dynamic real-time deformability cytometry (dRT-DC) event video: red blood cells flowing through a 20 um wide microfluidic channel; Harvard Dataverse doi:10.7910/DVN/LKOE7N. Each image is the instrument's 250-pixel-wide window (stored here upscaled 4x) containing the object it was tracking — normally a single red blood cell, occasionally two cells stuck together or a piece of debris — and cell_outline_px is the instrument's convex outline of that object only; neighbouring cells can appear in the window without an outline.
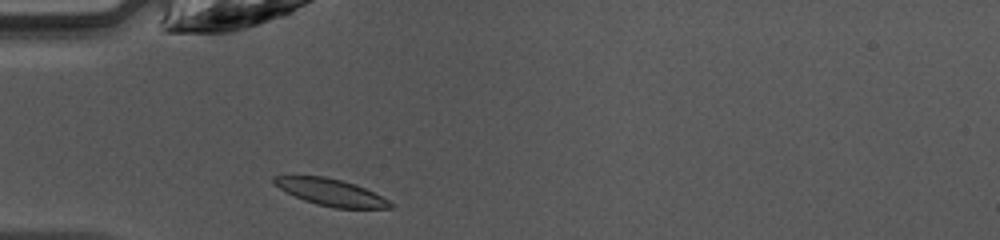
{"species": "common noctule bat (a hibernating species)", "species_latin": "Nyctalus noctula", "temperature_condition": "warm", "stored_images_in_passage": 34, "camera_frame_rate_fps": 3000, "um_per_image_px": 0.085, "animal": {"sex": "female", "body_mass_g": 10.0, "forearm_length_mm": 53.1}, "frame": {"image": 1, "passage_image": 1, "time_ms": 0.0, "image_size_px": [1000, 240], "cell_outline_px": [[392, 208], [336, 208], [316, 204], [304, 200], [280, 188], [272, 180], [272, 176], [324, 176], [356, 184], [388, 200], [392, 204]], "centroid_in_image_um": [28.12, 16.34], "position_along_channel_um": 56.9, "area_um2": 17.74}}
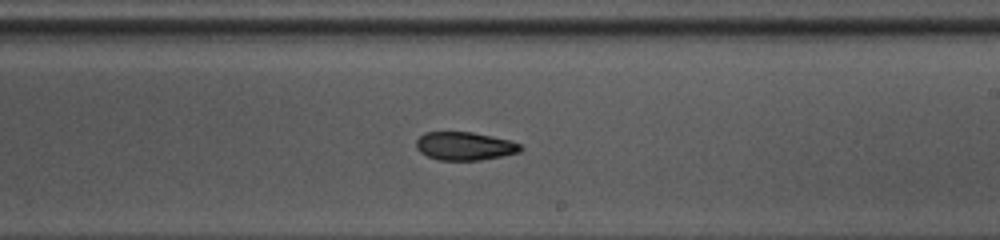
{"frame": {"image": 2, "passage_image": 15, "time_ms": 4.667, "image_size_px": [1000, 240], "cell_outline_px": [[524, 148], [520, 152], [480, 160], [440, 160], [428, 156], [420, 152], [416, 148], [416, 140], [424, 132], [472, 132], [492, 136], [508, 140], [520, 144]], "centroid_in_image_um": [39.49, 12.41], "position_along_channel_um": 249.5, "area_um2": 17.11}}
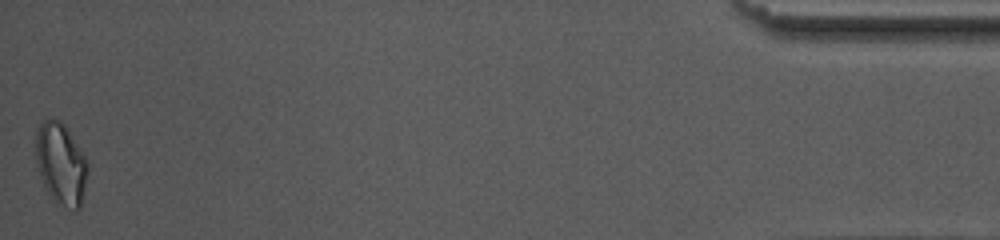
{"frame": {"image": 3, "passage_image": 34, "time_ms": 11.0, "image_size_px": [1000, 240], "cell_outline_px": [[88, 172], [80, 208], [76, 212], [52, 200], [40, 176], [36, 160], [36, 132], [40, 124], [44, 120], [60, 120], [68, 128], [84, 156], [88, 164]], "centroid_in_image_um": [5.19, 13.94], "position_along_channel_um": 430.0, "area_um2": 24.62}, "authors_computed_cell_mechanics": {"area_um2": 18.0336, "velocity_mm_per_s": 4.2353, "shape_relaxation_time_tau1_ms": null, "shape_relaxation_time_tau2_ms": 3.7354, "deformation_change_tau1": null, "deformation_change_tau2": 0.1034}}